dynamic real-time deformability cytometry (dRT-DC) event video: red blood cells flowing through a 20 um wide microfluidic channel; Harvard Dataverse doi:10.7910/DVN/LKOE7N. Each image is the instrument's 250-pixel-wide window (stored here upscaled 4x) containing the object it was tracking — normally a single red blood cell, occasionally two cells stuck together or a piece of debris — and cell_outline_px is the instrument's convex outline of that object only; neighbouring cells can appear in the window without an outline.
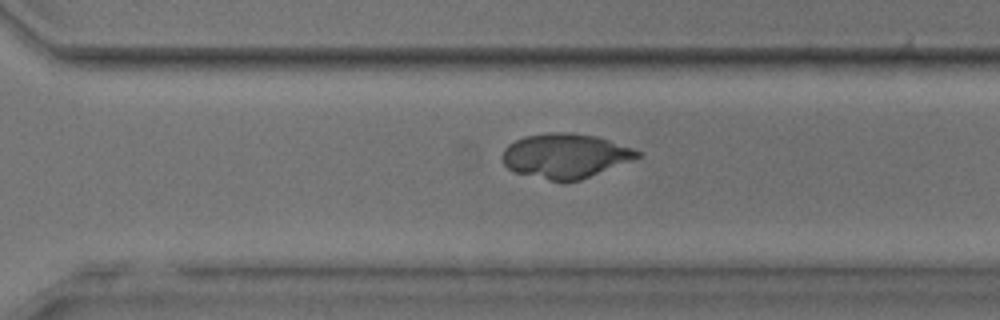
{"species": "common noctule bat (a hibernating species)", "species_latin": "Nyctalus noctula", "temperature_condition": "room temperature", "stored_images_in_passage": 51, "camera_frame_rate_fps": 3000, "um_per_image_px": 0.085, "animal": {"sex": "male", "body_mass_g": 17.9, "forearm_length_mm": 54.2}, "frame": {"image": 1, "passage_image": 35, "time_ms": 11.333, "image_size_px": [1000, 320], "cell_outline_px": [[640, 156], [632, 160], [580, 180], [552, 180], [512, 172], [504, 164], [500, 156], [504, 148], [508, 144], [524, 136], [552, 132], [568, 132], [596, 136], [632, 148], [640, 152]], "centroid_in_image_um": [48.0, 13.23], "position_along_channel_um": 322.6, "area_um2": 34.74}}
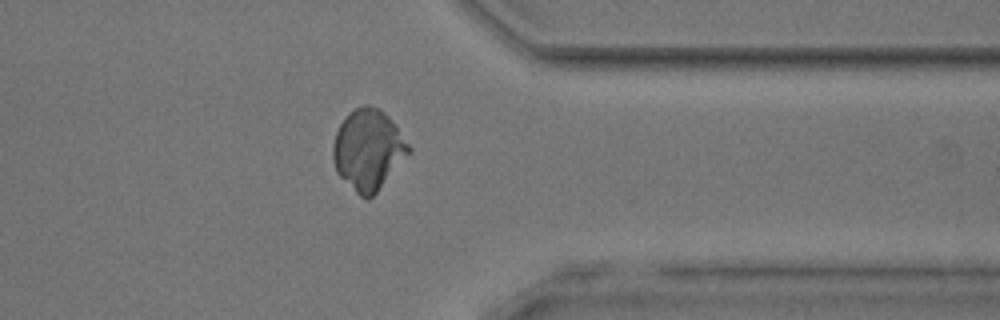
{"frame": {"image": 2, "passage_image": 40, "time_ms": 13.0, "image_size_px": [1000, 320], "cell_outline_px": [[412, 152], [376, 192], [368, 200], [360, 196], [336, 172], [332, 160], [332, 144], [336, 132], [340, 124], [348, 112], [364, 104], [368, 104], [384, 112], [396, 124], [412, 148]], "centroid_in_image_um": [31.3, 12.71], "position_along_channel_um": 380.1, "area_um2": 35.78}}
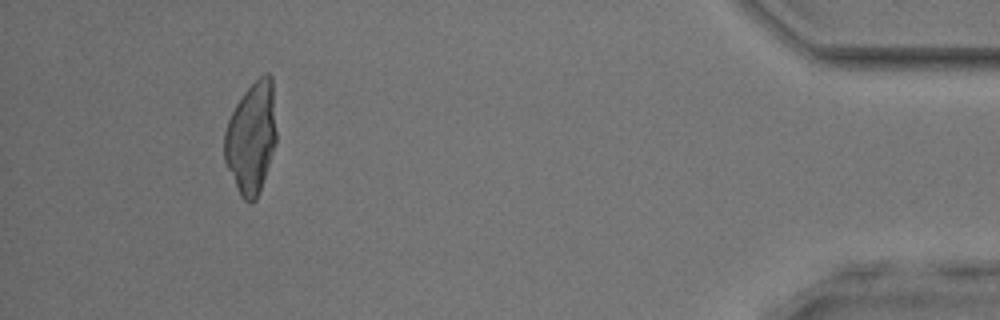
{"frame": {"image": 3, "passage_image": 47, "time_ms": 15.333, "image_size_px": [1000, 320], "cell_outline_px": [[276, 144], [256, 200], [252, 204], [244, 200], [240, 196], [224, 160], [224, 132], [228, 120], [236, 104], [244, 92], [264, 72], [268, 72], [272, 76], [276, 132]], "centroid_in_image_um": [21.36, 11.71], "position_along_channel_um": 413.8, "area_um2": 33.81}}